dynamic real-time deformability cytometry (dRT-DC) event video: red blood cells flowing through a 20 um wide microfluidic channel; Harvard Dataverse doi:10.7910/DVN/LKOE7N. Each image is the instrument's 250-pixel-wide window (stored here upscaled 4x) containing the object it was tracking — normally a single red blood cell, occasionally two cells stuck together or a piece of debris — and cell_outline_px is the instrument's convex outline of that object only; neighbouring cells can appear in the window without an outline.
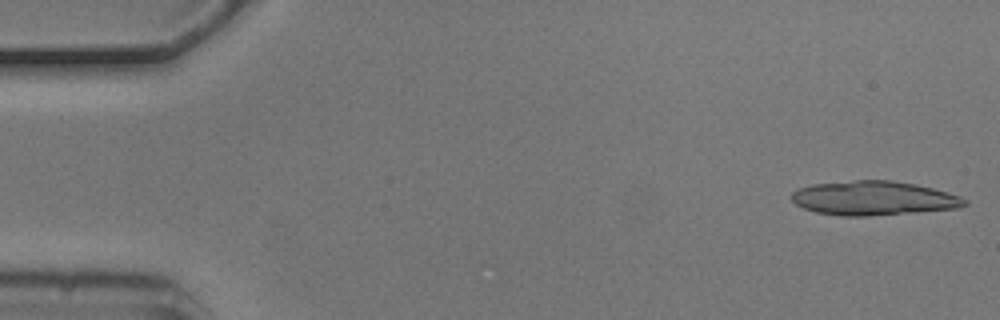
{"species": "common noctule bat (a hibernating species)", "species_latin": "Nyctalus noctula", "temperature_condition": "cold", "stored_images_in_passage": 4, "camera_frame_rate_fps": 3000, "um_per_image_px": 0.085, "animal": {"sex": "male", "body_mass_g": 20.5, "forearm_length_mm": 52.5}, "frame": {"image": 1, "passage_image": 1, "time_ms": 0.0, "image_size_px": [1000, 320], "cell_outline_px": [[968, 204], [960, 208], [916, 212], [868, 216], [840, 216], [816, 212], [804, 208], [796, 204], [792, 200], [792, 192], [796, 188], [812, 184], [856, 180], [892, 180], [916, 184], [948, 192], [960, 196], [968, 200]], "centroid_in_image_um": [74.27, 16.84], "position_along_channel_um": 10.7, "area_um2": 34.68}}